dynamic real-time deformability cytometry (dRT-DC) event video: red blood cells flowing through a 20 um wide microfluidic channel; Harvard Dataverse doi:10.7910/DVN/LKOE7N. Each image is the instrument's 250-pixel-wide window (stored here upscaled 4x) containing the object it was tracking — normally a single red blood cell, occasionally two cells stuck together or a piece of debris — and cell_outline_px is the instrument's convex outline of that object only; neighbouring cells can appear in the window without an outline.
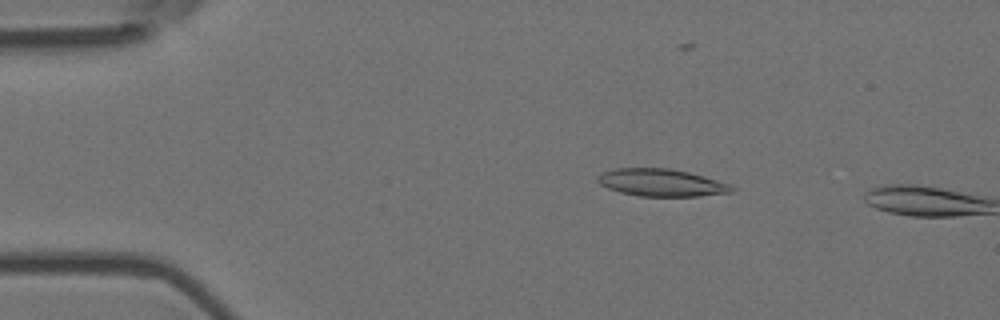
{"species": "Egyptian fruit bat (a non-hibernating species)", "species_latin": "Rousettus aegyptiacus", "temperature_condition": "room temperature", "stored_images_in_passage": 3, "camera_frame_rate_fps": 3000, "um_per_image_px": 0.085, "animal": {"sex": "female"}, "frame": {"image": 1, "passage_image": 1, "time_ms": 0.0, "image_size_px": [1000, 320], "cell_outline_px": [[736, 188], [732, 192], [700, 196], [640, 196], [620, 192], [608, 188], [600, 184], [596, 180], [596, 176], [600, 172], [616, 168], [668, 168], [688, 172], [704, 176], [728, 184]], "centroid_in_image_um": [56.17, 15.52], "position_along_channel_um": 28.8, "area_um2": 21.39}}